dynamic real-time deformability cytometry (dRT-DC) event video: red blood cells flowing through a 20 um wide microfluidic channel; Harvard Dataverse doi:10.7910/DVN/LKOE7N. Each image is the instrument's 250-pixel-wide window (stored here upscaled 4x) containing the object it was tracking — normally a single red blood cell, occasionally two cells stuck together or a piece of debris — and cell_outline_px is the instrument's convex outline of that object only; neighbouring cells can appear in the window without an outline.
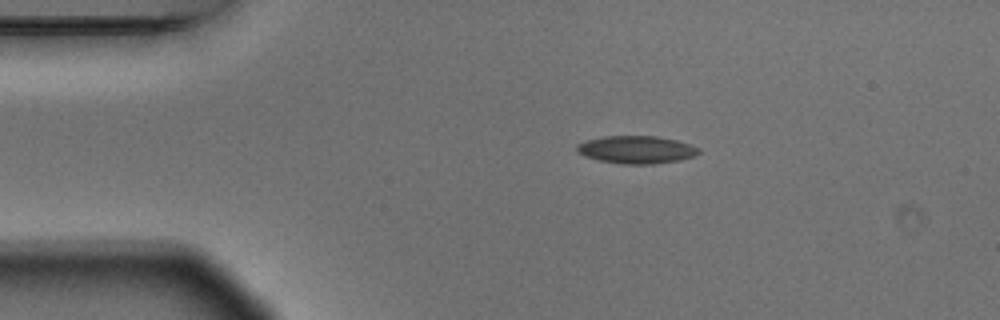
{"species": "Egyptian fruit bat (a non-hibernating species)", "species_latin": "Rousettus aegyptiacus", "temperature_condition": "warm", "stored_images_in_passage": 4, "camera_frame_rate_fps": 3000, "um_per_image_px": 0.085, "animal": {"sex": "male"}, "frame": {"image": 1, "passage_image": 1, "time_ms": 0.0, "image_size_px": [1000, 320], "cell_outline_px": [[700, 152], [692, 156], [680, 160], [652, 164], [624, 164], [600, 160], [584, 156], [576, 148], [576, 144], [588, 140], [604, 136], [656, 136], [676, 140], [700, 148]], "centroid_in_image_um": [54.1, 12.72], "position_along_channel_um": 30.9, "area_um2": 19.42}}
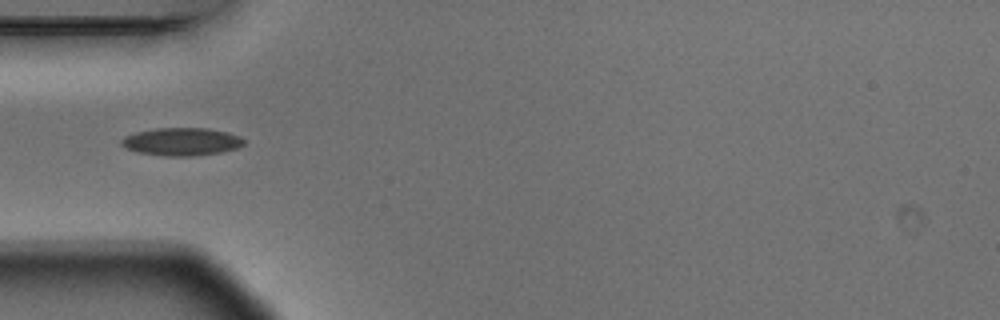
{"frame": {"image": 2, "passage_image": 3, "time_ms": 0.667, "image_size_px": [1000, 320], "cell_outline_px": [[244, 144], [236, 148], [220, 152], [196, 156], [164, 156], [136, 152], [124, 148], [120, 144], [120, 140], [124, 136], [136, 132], [156, 128], [208, 128], [228, 132], [240, 136], [244, 140]], "centroid_in_image_um": [15.4, 12.04], "position_along_channel_um": 69.6, "area_um2": 20.06}}
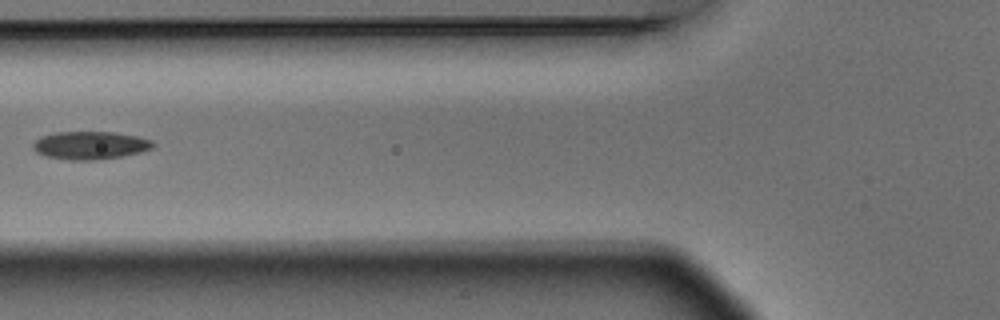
{"frame": {"image": 3, "passage_image": 4, "time_ms": 1.0, "image_size_px": [1000, 320], "cell_outline_px": [[156, 144], [152, 148], [140, 152], [120, 156], [96, 160], [72, 160], [48, 156], [36, 152], [32, 148], [32, 144], [36, 140], [44, 136], [56, 132], [112, 132], [140, 136], [152, 140]], "centroid_in_image_um": [7.7, 12.34], "position_along_channel_um": 118.1, "area_um2": 19.42}}